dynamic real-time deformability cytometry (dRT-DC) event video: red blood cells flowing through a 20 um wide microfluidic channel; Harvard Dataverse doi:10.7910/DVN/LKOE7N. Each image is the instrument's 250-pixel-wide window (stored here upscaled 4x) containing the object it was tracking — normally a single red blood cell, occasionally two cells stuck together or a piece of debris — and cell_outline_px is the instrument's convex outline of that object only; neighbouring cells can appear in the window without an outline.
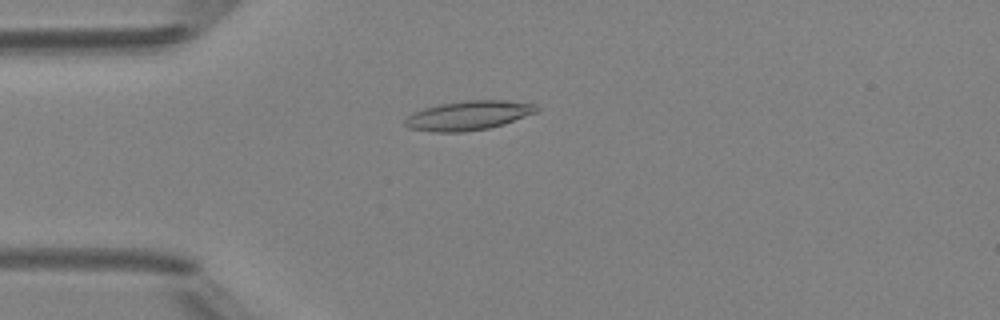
{"species": "Egyptian fruit bat (a non-hibernating species)", "species_latin": "Rousettus aegyptiacus", "temperature_condition": "room temperature", "stored_images_in_passage": 49, "camera_frame_rate_fps": 3000, "um_per_image_px": 0.085, "animal": {"sex": "female"}, "frame": {"image": 1, "passage_image": 13, "time_ms": 4.0, "image_size_px": [1000, 320], "cell_outline_px": [[540, 108], [536, 112], [504, 124], [488, 128], [464, 132], [432, 132], [408, 128], [404, 124], [404, 120], [412, 112], [424, 108], [440, 104], [464, 100], [504, 100], [536, 104]], "centroid_in_image_um": [39.79, 9.81], "position_along_channel_um": 45.2, "area_um2": 22.54}}
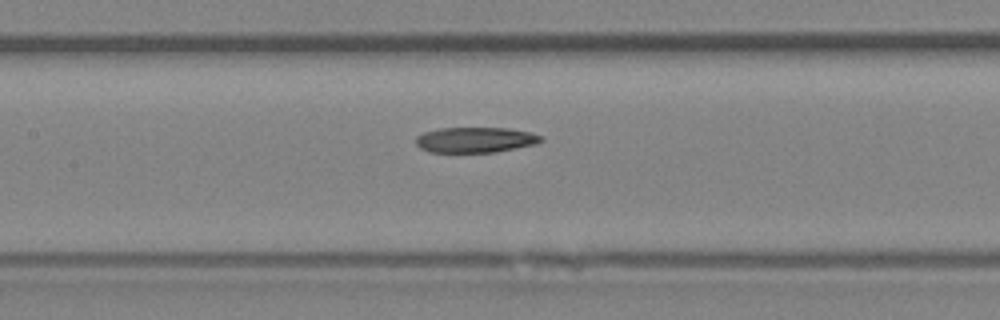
{"frame": {"image": 2, "passage_image": 23, "time_ms": 7.333, "image_size_px": [1000, 320], "cell_outline_px": [[544, 140], [536, 144], [496, 152], [432, 152], [420, 148], [416, 144], [416, 136], [424, 132], [440, 128], [508, 128], [528, 132], [540, 136]], "centroid_in_image_um": [40.39, 11.89], "position_along_channel_um": 167.0, "area_um2": 18.44}}
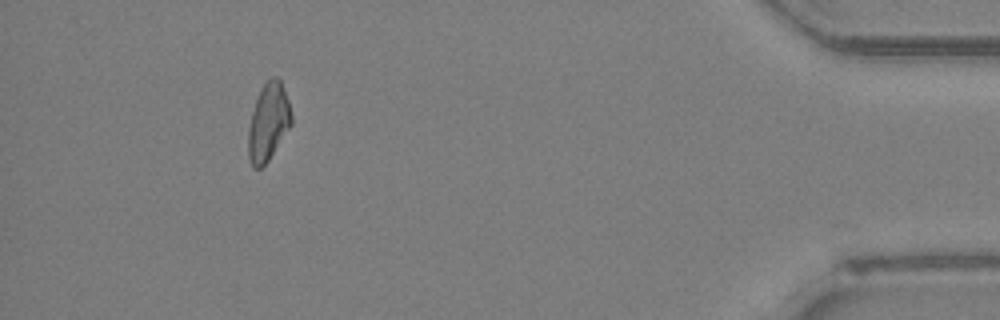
{"frame": {"image": 3, "passage_image": 45, "time_ms": 14.667, "image_size_px": [1000, 320], "cell_outline_px": [[292, 124], [268, 160], [260, 168], [252, 168], [248, 160], [248, 128], [252, 112], [260, 88], [272, 76], [276, 76], [280, 80], [288, 100], [292, 116]], "centroid_in_image_um": [22.79, 10.39], "position_along_channel_um": 412.4, "area_um2": 19.42}}